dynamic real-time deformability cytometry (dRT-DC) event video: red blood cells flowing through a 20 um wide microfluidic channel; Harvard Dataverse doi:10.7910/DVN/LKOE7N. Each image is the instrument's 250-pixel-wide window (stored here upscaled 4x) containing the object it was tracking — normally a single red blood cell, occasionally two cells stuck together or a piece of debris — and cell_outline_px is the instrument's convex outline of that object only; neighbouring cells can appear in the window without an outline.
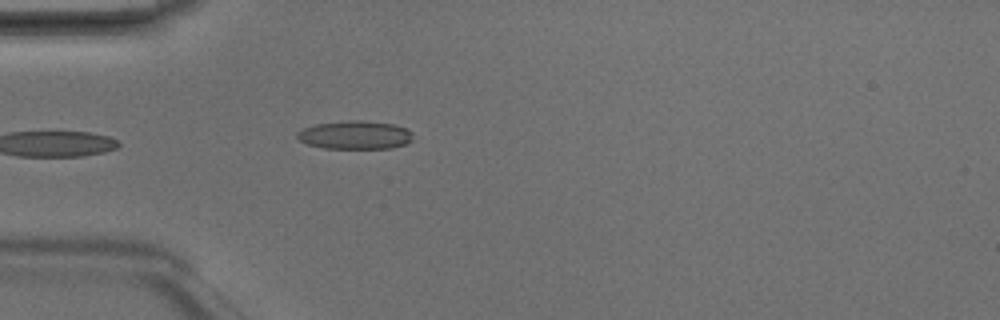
{"species": "Egyptian fruit bat (a non-hibernating species)", "species_latin": "Rousettus aegyptiacus", "temperature_condition": "room temperature", "stored_images_in_passage": 5, "camera_frame_rate_fps": 3000, "um_per_image_px": 0.085, "animal": {"sex": "male"}, "frame": {"image": 1, "passage_image": 5, "time_ms": 1.333, "image_size_px": [1000, 320], "cell_outline_px": [[412, 140], [408, 144], [392, 148], [324, 148], [308, 144], [300, 140], [296, 136], [296, 132], [304, 128], [316, 124], [348, 120], [360, 120], [392, 124], [404, 128], [412, 132]], "centroid_in_image_um": [30.19, 11.48], "position_along_channel_um": 54.8, "area_um2": 19.07}}